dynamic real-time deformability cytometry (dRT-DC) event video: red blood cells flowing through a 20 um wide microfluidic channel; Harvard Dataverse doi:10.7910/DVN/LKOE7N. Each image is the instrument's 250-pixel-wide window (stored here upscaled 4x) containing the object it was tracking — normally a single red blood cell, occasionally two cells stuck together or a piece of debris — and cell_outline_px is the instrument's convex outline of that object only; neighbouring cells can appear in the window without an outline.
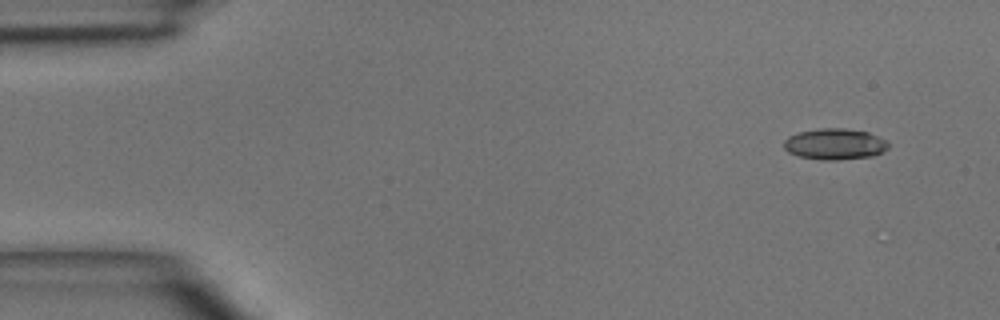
{"species": "common noctule bat (a hibernating species)", "species_latin": "Nyctalus noctula", "temperature_condition": "room temperature", "stored_images_in_passage": 4, "camera_frame_rate_fps": 3000, "um_per_image_px": 0.085, "animal": {"sex": "male", "body_mass_g": 15.6}, "frame": {"image": 1, "passage_image": 1, "time_ms": 0.0, "image_size_px": [1000, 320], "cell_outline_px": [[888, 148], [872, 156], [836, 160], [820, 160], [800, 156], [788, 152], [784, 148], [784, 140], [788, 136], [800, 132], [816, 128], [844, 128], [868, 132], [884, 140], [888, 144]], "centroid_in_image_um": [70.91, 12.24], "position_along_channel_um": 14.1, "area_um2": 18.79}}